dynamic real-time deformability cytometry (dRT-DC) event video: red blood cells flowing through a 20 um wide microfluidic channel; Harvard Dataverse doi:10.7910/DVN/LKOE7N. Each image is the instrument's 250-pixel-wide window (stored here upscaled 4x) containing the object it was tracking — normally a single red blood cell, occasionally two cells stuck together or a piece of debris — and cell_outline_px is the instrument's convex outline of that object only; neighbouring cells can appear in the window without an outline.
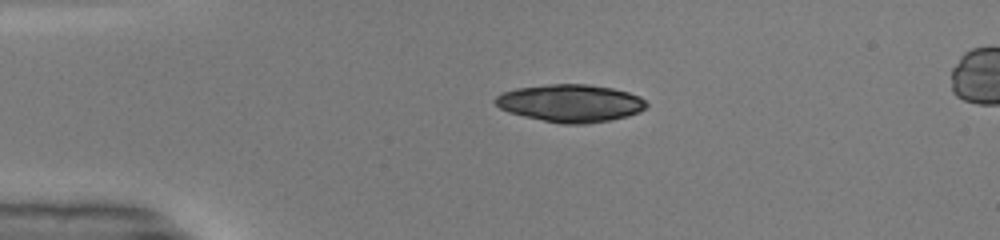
{"species": "common noctule bat (a hibernating species)", "species_latin": "Nyctalus noctula", "temperature_condition": "warm", "stored_images_in_passage": 39, "camera_frame_rate_fps": 3000, "um_per_image_px": 0.085, "animal": {"sex": "male", "body_mass_g": 19.0, "forearm_length_mm": 50.8}, "frame": {"image": 1, "passage_image": 1, "time_ms": 0.0, "image_size_px": [1000, 240], "cell_outline_px": [[648, 104], [640, 112], [628, 116], [588, 124], [560, 124], [524, 116], [508, 112], [500, 108], [496, 104], [496, 96], [504, 92], [516, 88], [548, 84], [588, 84], [612, 88], [628, 92], [640, 96]], "centroid_in_image_um": [48.51, 8.77], "position_along_channel_um": 36.5, "area_um2": 33.06}}